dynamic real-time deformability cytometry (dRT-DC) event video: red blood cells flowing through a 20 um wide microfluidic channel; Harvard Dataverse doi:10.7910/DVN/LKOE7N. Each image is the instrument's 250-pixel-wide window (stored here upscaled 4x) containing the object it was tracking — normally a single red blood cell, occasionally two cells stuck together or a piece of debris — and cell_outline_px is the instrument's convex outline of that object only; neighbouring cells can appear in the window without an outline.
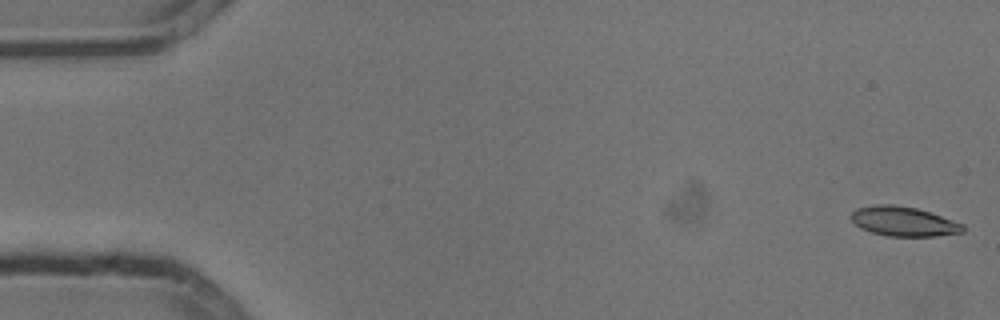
{"species": "common noctule bat (a hibernating species)", "species_latin": "Nyctalus noctula", "temperature_condition": "cold", "stored_images_in_passage": 54, "camera_frame_rate_fps": 3000, "um_per_image_px": 0.085, "animal": {"sex": "male", "body_mass_g": 13.3}, "frame": {"image": 1, "passage_image": 1, "time_ms": 0.0, "image_size_px": [1000, 320], "cell_outline_px": [[964, 232], [936, 236], [888, 236], [872, 232], [860, 228], [848, 216], [856, 208], [872, 204], [892, 204], [916, 208], [964, 224]], "centroid_in_image_um": [76.76, 18.81], "position_along_channel_um": 8.2, "area_um2": 19.25}}
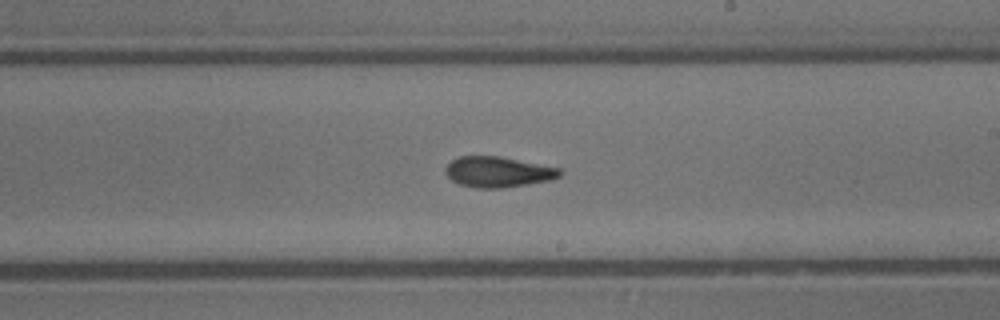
{"frame": {"image": 2, "passage_image": 31, "time_ms": 10.0, "image_size_px": [1000, 320], "cell_outline_px": [[564, 172], [560, 176], [552, 180], [504, 188], [476, 188], [460, 184], [452, 180], [444, 172], [444, 168], [452, 160], [460, 156], [500, 156], [560, 168]], "centroid_in_image_um": [42.35, 14.62], "position_along_channel_um": 246.7, "area_um2": 20.52}}
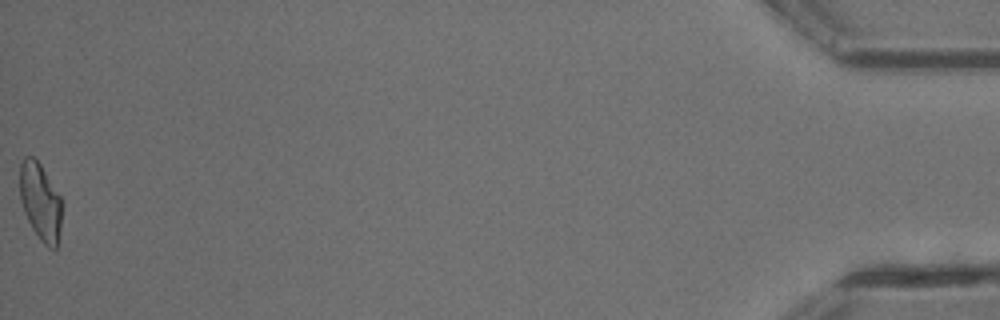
{"frame": {"image": 3, "passage_image": 54, "time_ms": 17.667, "image_size_px": [1000, 320], "cell_outline_px": [[60, 228], [56, 248], [48, 248], [40, 240], [32, 228], [24, 212], [20, 200], [20, 164], [24, 156], [32, 156], [40, 164], [60, 196]], "centroid_in_image_um": [3.4, 17.14], "position_along_channel_um": 431.8, "area_um2": 18.61}, "authors_computed_cell_mechanics": {"area_um2": 19.941, "velocity_mm_per_s": 3.8006, "shape_relaxation_time_tau1_ms": 5.6845, "shape_relaxation_time_tau2_ms": 1.7596, "deformation_change_tau1": 0.151, "deformation_change_tau2": 0.083}}